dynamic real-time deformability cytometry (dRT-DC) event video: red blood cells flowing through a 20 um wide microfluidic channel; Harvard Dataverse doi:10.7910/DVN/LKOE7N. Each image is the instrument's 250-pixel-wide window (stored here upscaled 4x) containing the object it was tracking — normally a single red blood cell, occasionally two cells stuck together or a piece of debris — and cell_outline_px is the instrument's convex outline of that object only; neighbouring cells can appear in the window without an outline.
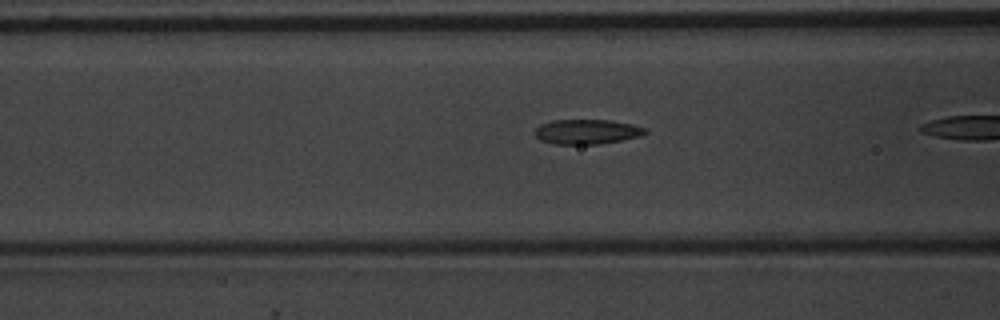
{"species": "common noctule bat (a hibernating species)", "species_latin": "Nyctalus noctula", "temperature_condition": "warm", "stored_images_in_passage": 26, "camera_frame_rate_fps": 3000, "um_per_image_px": 0.085, "animal": {"sex": "male", "body_mass_g": 20.1, "forearm_length_mm": 53.5}, "frame": {"image": 1, "passage_image": 19, "time_ms": 6.0, "image_size_px": [1000, 320], "cell_outline_px": [[648, 132], [640, 136], [600, 144], [552, 144], [540, 140], [532, 132], [540, 124], [552, 120], [612, 120], [632, 124], [648, 128]], "centroid_in_image_um": [49.87, 11.19], "position_along_channel_um": 116.7, "area_um2": 16.13}}
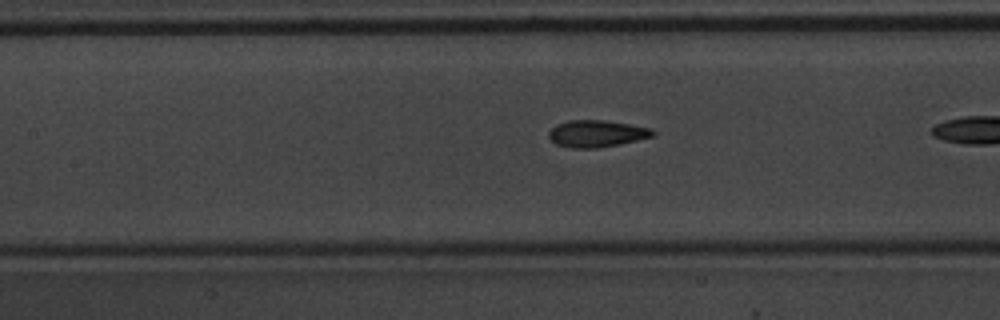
{"frame": {"image": 2, "passage_image": 22, "time_ms": 7.0, "image_size_px": [1000, 320], "cell_outline_px": [[656, 136], [620, 144], [596, 148], [572, 148], [556, 144], [548, 136], [548, 132], [556, 124], [568, 120], [604, 120], [652, 128], [656, 132]], "centroid_in_image_um": [50.74, 11.35], "position_along_channel_um": 156.7, "area_um2": 16.42}}